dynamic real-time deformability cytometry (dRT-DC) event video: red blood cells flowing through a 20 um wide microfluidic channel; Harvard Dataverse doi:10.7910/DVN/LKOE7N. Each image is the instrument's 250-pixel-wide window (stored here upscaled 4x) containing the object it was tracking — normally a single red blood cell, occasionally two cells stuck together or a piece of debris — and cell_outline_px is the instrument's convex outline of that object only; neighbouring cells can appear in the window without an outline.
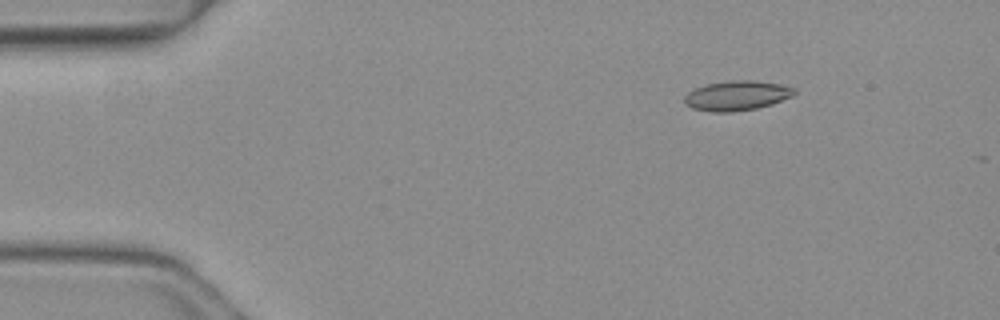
{"species": "common noctule bat (a hibernating species)", "species_latin": "Nyctalus noctula", "temperature_condition": "warm", "stored_images_in_passage": 5, "camera_frame_rate_fps": 3000, "um_per_image_px": 0.085, "animal": {"sex": "female", "body_mass_g": 19.3, "forearm_length_mm": 54.1}, "frame": {"image": 1, "passage_image": 2, "time_ms": 0.333, "image_size_px": [1000, 320], "cell_outline_px": [[796, 92], [792, 96], [772, 104], [756, 108], [732, 112], [712, 112], [692, 108], [684, 104], [684, 96], [688, 92], [696, 88], [708, 84], [728, 80], [752, 80], [780, 84], [796, 88]], "centroid_in_image_um": [62.62, 8.13], "position_along_channel_um": 22.4, "area_um2": 19.07}}
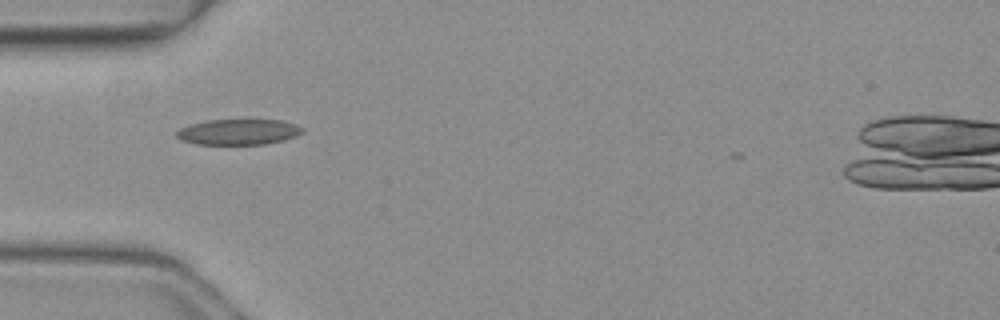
{"frame": {"image": 2, "passage_image": 4, "time_ms": 1.0, "image_size_px": [1000, 320], "cell_outline_px": [[304, 132], [296, 136], [284, 140], [264, 144], [196, 144], [180, 140], [176, 136], [176, 132], [180, 128], [188, 124], [208, 120], [248, 116], [280, 120], [296, 124], [304, 128]], "centroid_in_image_um": [20.29, 11.15], "position_along_channel_um": 64.7, "area_um2": 19.94}}
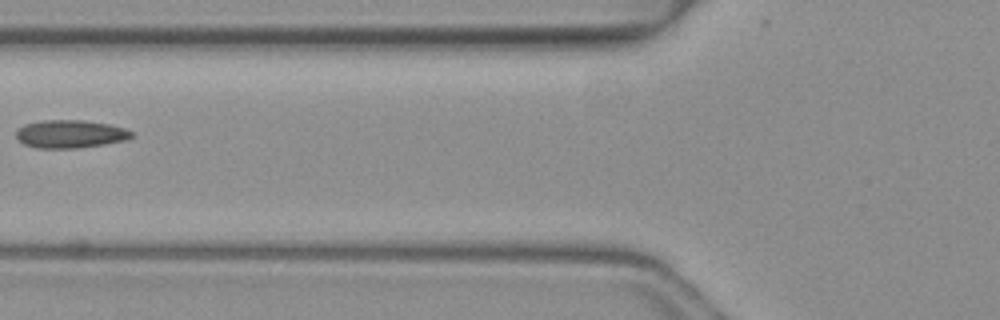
{"frame": {"image": 3, "passage_image": 5, "time_ms": 1.333, "image_size_px": [1000, 320], "cell_outline_px": [[136, 136], [128, 140], [104, 144], [76, 148], [36, 148], [24, 144], [16, 136], [16, 128], [24, 124], [44, 120], [84, 120], [108, 124], [124, 128], [132, 132]], "centroid_in_image_um": [5.98, 11.39], "position_along_channel_um": 119.8, "area_um2": 18.96}}